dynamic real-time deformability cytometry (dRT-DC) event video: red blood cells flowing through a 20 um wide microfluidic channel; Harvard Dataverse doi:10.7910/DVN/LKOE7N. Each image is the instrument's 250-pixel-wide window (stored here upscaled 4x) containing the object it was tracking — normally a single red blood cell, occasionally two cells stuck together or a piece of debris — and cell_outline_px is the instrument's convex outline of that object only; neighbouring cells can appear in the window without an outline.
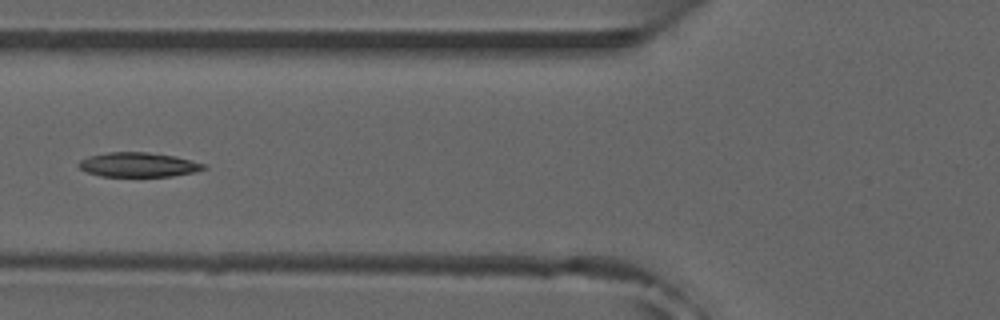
{"species": "common noctule bat (a hibernating species)", "species_latin": "Nyctalus noctula", "temperature_condition": "room temperature", "stored_images_in_passage": 5, "camera_frame_rate_fps": 3000, "um_per_image_px": 0.085, "animal": {"sex": "male", "forearm_length_mm": 52.5}, "frame": {"image": 1, "passage_image": 4, "time_ms": 1.0, "image_size_px": [1000, 320], "cell_outline_px": [[208, 168], [192, 172], [172, 176], [100, 176], [88, 172], [80, 168], [76, 164], [80, 160], [88, 156], [108, 152], [144, 152], [176, 156], [208, 164]], "centroid_in_image_um": [11.78, 13.99], "position_along_channel_um": 114.0, "area_um2": 17.86}}
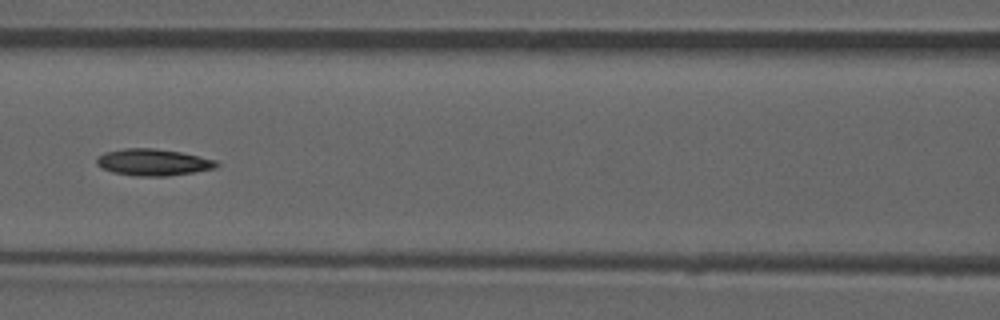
{"frame": {"image": 2, "passage_image": 5, "time_ms": 1.333, "image_size_px": [1000, 320], "cell_outline_px": [[220, 164], [216, 168], [168, 176], [132, 176], [112, 172], [96, 164], [96, 156], [104, 152], [124, 148], [152, 148], [180, 152], [216, 160]], "centroid_in_image_um": [12.98, 13.79], "position_along_channel_um": 153.6, "area_um2": 18.67}}